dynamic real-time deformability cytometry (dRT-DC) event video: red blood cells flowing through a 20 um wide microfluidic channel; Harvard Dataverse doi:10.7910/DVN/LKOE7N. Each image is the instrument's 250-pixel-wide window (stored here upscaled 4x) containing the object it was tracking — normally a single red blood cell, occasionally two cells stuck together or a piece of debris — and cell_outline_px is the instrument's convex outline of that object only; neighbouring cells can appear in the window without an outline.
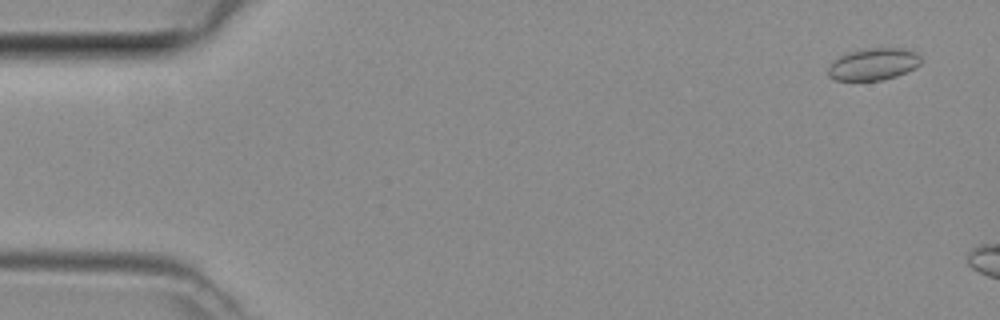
{"species": "common noctule bat (a hibernating species)", "species_latin": "Nyctalus noctula", "temperature_condition": "room temperature", "stored_images_in_passage": 8, "camera_frame_rate_fps": 3000, "um_per_image_px": 0.085, "animal": {"sex": "female", "body_mass_g": 29.2, "forearm_length_mm": 56.3}, "frame": {"image": 1, "passage_image": 3, "time_ms": 0.667, "image_size_px": [1000, 320], "cell_outline_px": [[920, 64], [916, 68], [896, 76], [880, 80], [836, 80], [828, 76], [828, 68], [832, 60], [848, 52], [868, 48], [908, 48], [916, 52], [920, 56]], "centroid_in_image_um": [74.25, 5.44], "position_along_channel_um": 10.8, "area_um2": 17.4}}